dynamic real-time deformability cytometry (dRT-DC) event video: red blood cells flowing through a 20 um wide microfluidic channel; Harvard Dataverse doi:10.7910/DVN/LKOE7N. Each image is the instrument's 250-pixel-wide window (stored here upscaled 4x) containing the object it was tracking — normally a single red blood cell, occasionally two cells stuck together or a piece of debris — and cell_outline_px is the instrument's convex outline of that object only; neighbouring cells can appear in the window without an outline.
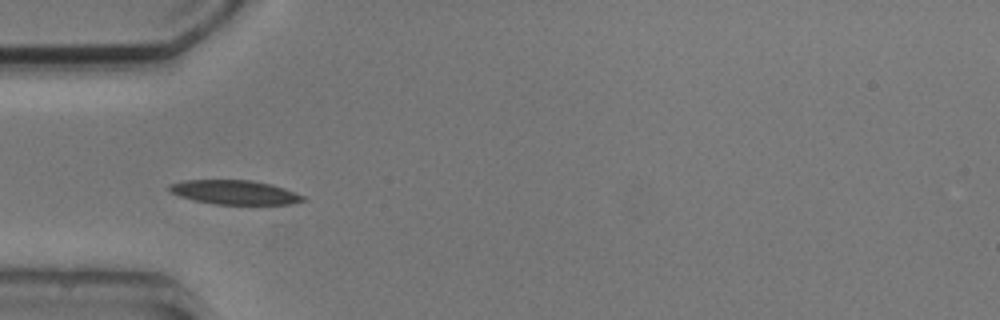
{"species": "common noctule bat (a hibernating species)", "species_latin": "Nyctalus noctula", "temperature_condition": "cold", "stored_images_in_passage": 7, "camera_frame_rate_fps": 3000, "um_per_image_px": 0.085, "animal": {"sex": "male", "body_mass_g": 20.5, "forearm_length_mm": 52.5}, "frame": {"image": 1, "passage_image": 5, "time_ms": 4.667, "image_size_px": [1000, 320], "cell_outline_px": [[304, 200], [292, 204], [216, 204], [192, 200], [180, 196], [172, 192], [168, 188], [168, 184], [184, 180], [252, 180], [272, 184], [296, 192], [304, 196]], "centroid_in_image_um": [19.94, 16.34], "position_along_channel_um": 65.1, "area_um2": 18.84}}
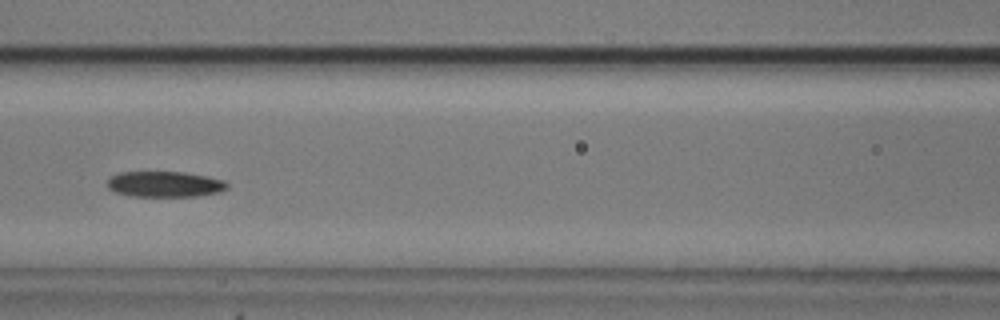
{"frame": {"image": 2, "passage_image": 7, "time_ms": 7.0, "image_size_px": [1000, 320], "cell_outline_px": [[228, 188], [220, 192], [196, 196], [132, 196], [116, 192], [108, 188], [108, 180], [112, 176], [120, 172], [184, 172], [208, 176], [224, 180], [228, 184]], "centroid_in_image_um": [14.04, 15.65], "position_along_channel_um": 152.6, "area_um2": 17.92}}